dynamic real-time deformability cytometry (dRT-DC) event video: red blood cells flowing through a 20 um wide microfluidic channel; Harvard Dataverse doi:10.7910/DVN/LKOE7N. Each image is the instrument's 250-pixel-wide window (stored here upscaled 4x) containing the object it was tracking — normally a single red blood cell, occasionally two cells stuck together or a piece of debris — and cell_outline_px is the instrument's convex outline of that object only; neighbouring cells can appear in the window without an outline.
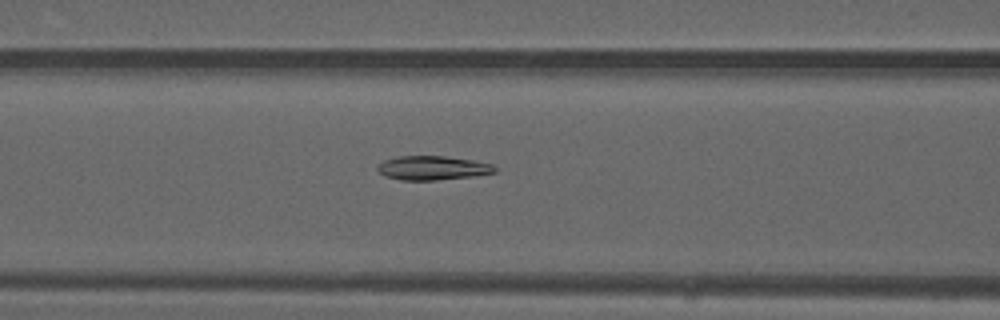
{"species": "common noctule bat (a hibernating species)", "species_latin": "Nyctalus noctula", "temperature_condition": "warm", "stored_images_in_passage": 50, "camera_frame_rate_fps": 3000, "um_per_image_px": 0.085, "animal": {"sex": "male", "forearm_length_mm": 52.5}, "frame": {"image": 1, "passage_image": 21, "time_ms": 6.667, "image_size_px": [1000, 320], "cell_outline_px": [[496, 172], [472, 176], [436, 180], [400, 180], [384, 176], [376, 168], [384, 160], [400, 156], [444, 156], [472, 160], [492, 164], [496, 168]], "centroid_in_image_um": [36.76, 14.28], "position_along_channel_um": 129.8, "area_um2": 16.3}}
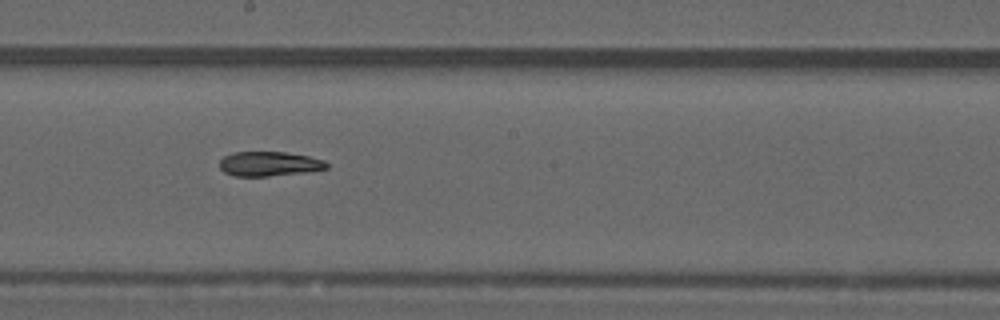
{"frame": {"image": 2, "passage_image": 28, "time_ms": 9.0, "image_size_px": [1000, 320], "cell_outline_px": [[328, 168], [304, 172], [268, 176], [236, 176], [224, 172], [220, 168], [220, 160], [224, 156], [232, 152], [284, 152], [308, 156], [324, 160], [328, 164]], "centroid_in_image_um": [22.86, 13.92], "position_along_channel_um": 225.3, "area_um2": 15.2}}
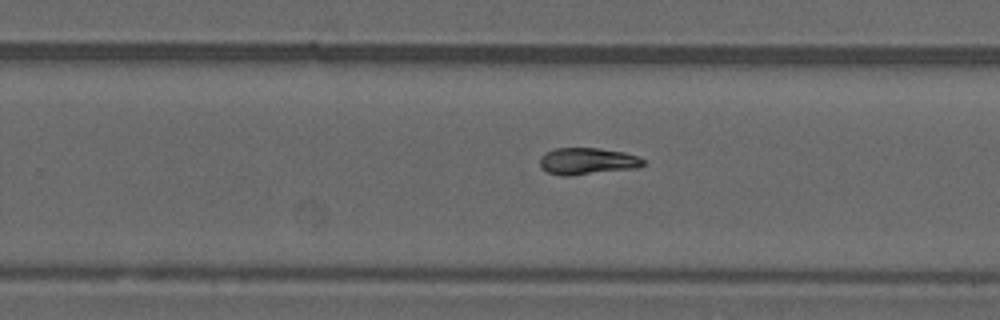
{"frame": {"image": 3, "passage_image": 32, "time_ms": 10.333, "image_size_px": [1000, 320], "cell_outline_px": [[644, 164], [636, 168], [568, 176], [564, 176], [548, 172], [540, 164], [540, 156], [544, 152], [552, 148], [600, 148], [624, 152], [636, 156], [644, 160]], "centroid_in_image_um": [49.89, 13.68], "position_along_channel_um": 279.9, "area_um2": 16.07}}